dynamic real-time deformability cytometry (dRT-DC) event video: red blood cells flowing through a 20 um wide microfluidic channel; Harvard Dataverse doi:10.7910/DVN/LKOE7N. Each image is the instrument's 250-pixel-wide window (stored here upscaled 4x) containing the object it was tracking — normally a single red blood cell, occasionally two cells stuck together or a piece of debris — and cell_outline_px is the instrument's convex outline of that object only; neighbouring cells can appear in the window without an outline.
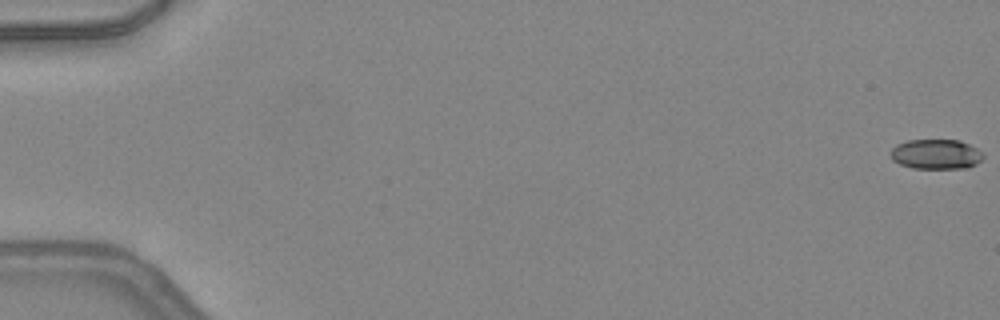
{"species": "common noctule bat (a hibernating species)", "species_latin": "Nyctalus noctula", "temperature_condition": "warm", "stored_images_in_passage": 50, "camera_frame_rate_fps": 3000, "um_per_image_px": 0.085, "animal": {"sex": "female", "body_mass_g": 24.6, "forearm_length_mm": 56.2}, "frame": {"image": 1, "passage_image": 1, "time_ms": 0.0, "image_size_px": [1000, 320], "cell_outline_px": [[984, 156], [976, 164], [964, 168], [912, 168], [900, 164], [892, 160], [892, 148], [896, 144], [908, 140], [960, 140], [984, 152]], "centroid_in_image_um": [79.57, 13.1], "position_along_channel_um": 5.4, "area_um2": 16.07}}
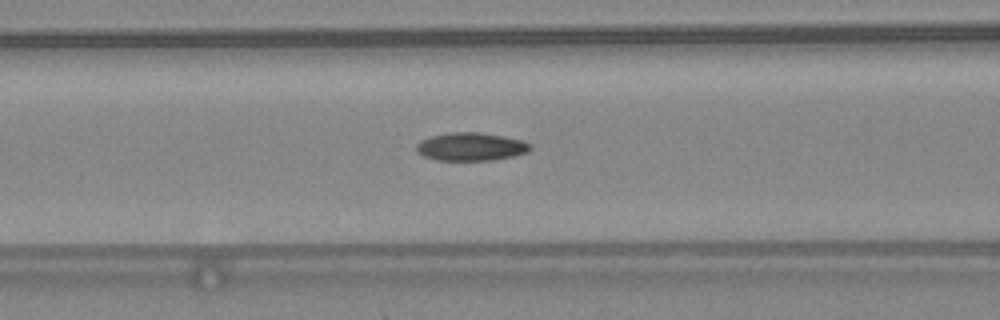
{"frame": {"image": 2, "passage_image": 22, "time_ms": 7.0, "image_size_px": [1000, 320], "cell_outline_px": [[532, 148], [528, 152], [512, 156], [492, 160], [436, 160], [424, 156], [416, 152], [416, 144], [420, 140], [432, 136], [448, 132], [480, 132], [504, 136], [524, 140], [532, 144]], "centroid_in_image_um": [40.04, 12.46], "position_along_channel_um": 126.6, "area_um2": 18.84}}
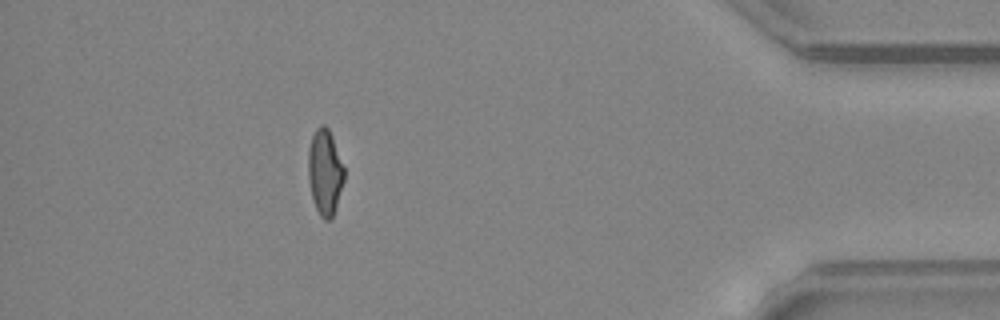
{"frame": {"image": 3, "passage_image": 45, "time_ms": 14.667, "image_size_px": [1000, 320], "cell_outline_px": [[344, 180], [332, 220], [324, 220], [320, 216], [312, 200], [308, 180], [308, 148], [312, 136], [316, 128], [320, 124], [324, 124], [328, 128], [332, 136], [344, 168]], "centroid_in_image_um": [27.6, 14.64], "position_along_channel_um": 407.6, "area_um2": 18.09}, "authors_computed_cell_mechanics": {"area_um2": 17.9758, "velocity_mm_per_s": 4.302, "shape_relaxation_time_tau1_ms": 7.0488, "shape_relaxation_time_tau2_ms": 2.3635, "deformation_change_tau1": 0.2108, "deformation_change_tau2": 0.0922}}